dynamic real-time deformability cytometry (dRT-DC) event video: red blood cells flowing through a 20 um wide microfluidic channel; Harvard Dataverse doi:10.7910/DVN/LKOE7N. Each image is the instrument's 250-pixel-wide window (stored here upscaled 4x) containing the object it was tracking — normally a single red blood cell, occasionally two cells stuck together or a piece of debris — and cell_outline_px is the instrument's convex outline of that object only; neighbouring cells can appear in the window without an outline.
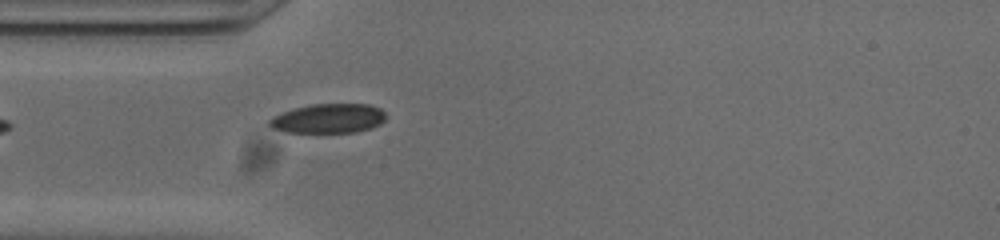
{"species": "common noctule bat (a hibernating species)", "species_latin": "Nyctalus noctula", "temperature_condition": "cold", "stored_images_in_passage": 35, "camera_frame_rate_fps": 3000, "um_per_image_px": 0.085, "animal": {"sex": "male", "body_mass_g": 20.0, "forearm_length_mm": 53.3}, "frame": {"image": 1, "passage_image": 1, "time_ms": 0.0, "image_size_px": [1000, 240], "cell_outline_px": [[384, 120], [380, 124], [372, 128], [356, 132], [288, 132], [272, 128], [268, 124], [268, 120], [272, 116], [296, 108], [312, 104], [368, 104], [380, 108], [384, 112]], "centroid_in_image_um": [27.92, 10.07], "position_along_channel_um": 57.1, "area_um2": 19.83}}
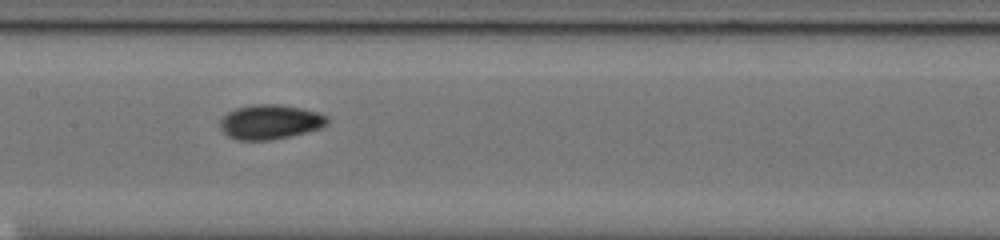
{"frame": {"image": 2, "passage_image": 11, "time_ms": 3.333, "image_size_px": [1000, 240], "cell_outline_px": [[328, 124], [320, 128], [272, 140], [236, 140], [228, 136], [220, 128], [220, 120], [228, 112], [236, 108], [252, 104], [276, 104], [300, 108], [320, 112], [328, 116]], "centroid_in_image_um": [22.96, 10.36], "position_along_channel_um": 184.4, "area_um2": 21.56}}
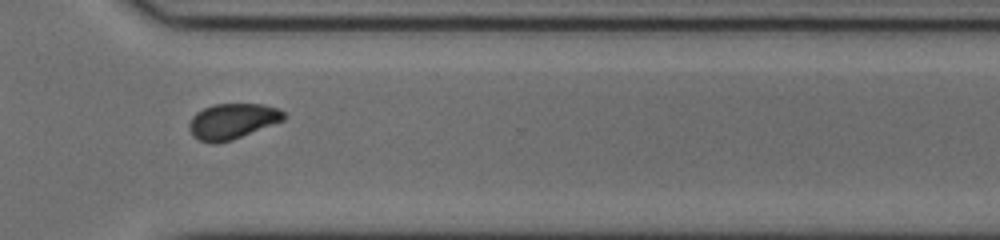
{"frame": {"image": 3, "passage_image": 24, "time_ms": 7.667, "image_size_px": [1000, 240], "cell_outline_px": [[284, 120], [232, 140], [216, 144], [212, 144], [200, 140], [192, 136], [188, 128], [188, 124], [192, 116], [196, 112], [212, 104], [264, 104], [280, 108], [284, 112]], "centroid_in_image_um": [19.72, 10.3], "position_along_channel_um": 350.9, "area_um2": 19.77}, "authors_computed_cell_mechanics": {"area_um2": 19.8254, "velocity_mm_per_s": 3.8416, "shape_relaxation_time_tau1_ms": 4.46, "shape_relaxation_time_tau2_ms": 2.2752, "deformation_change_tau1": 0.0967, "deformation_change_tau2": 0.0559}}